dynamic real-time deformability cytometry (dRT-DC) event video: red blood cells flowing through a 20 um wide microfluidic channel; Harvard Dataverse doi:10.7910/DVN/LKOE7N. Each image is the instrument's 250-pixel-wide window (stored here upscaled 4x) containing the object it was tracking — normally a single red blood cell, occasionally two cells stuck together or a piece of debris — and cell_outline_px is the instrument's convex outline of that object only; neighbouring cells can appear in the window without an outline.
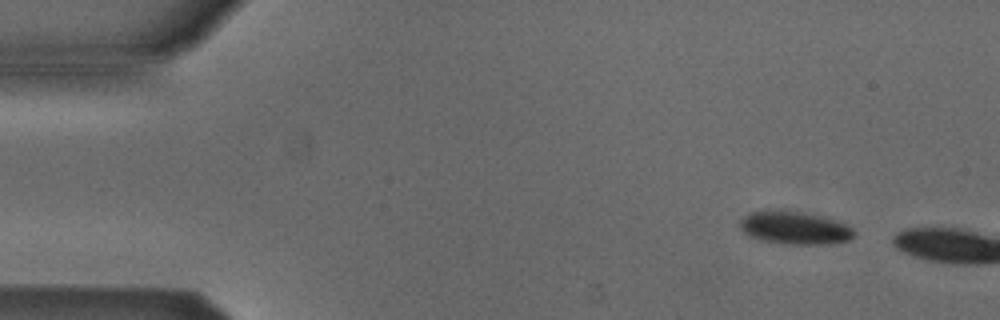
{"species": "Egyptian fruit bat (a non-hibernating species)", "species_latin": "Rousettus aegyptiacus", "temperature_condition": "cold", "stored_images_in_passage": 6, "segment_of_instrument_passage": [2, 2], "camera_frame_rate_fps": 3000, "um_per_image_px": 0.085, "animal": {"sex": "male"}, "frame": {"image": 1, "passage_image": 6, "time_ms": 1.667, "image_size_px": [1000, 320], "cell_outline_px": [[856, 236], [848, 240], [832, 244], [780, 244], [760, 240], [748, 236], [740, 228], [740, 220], [748, 212], [804, 212], [824, 216], [836, 220], [852, 228], [856, 232]], "centroid_in_image_um": [67.58, 19.4], "position_along_channel_um": 17.4, "area_um2": 21.79}}